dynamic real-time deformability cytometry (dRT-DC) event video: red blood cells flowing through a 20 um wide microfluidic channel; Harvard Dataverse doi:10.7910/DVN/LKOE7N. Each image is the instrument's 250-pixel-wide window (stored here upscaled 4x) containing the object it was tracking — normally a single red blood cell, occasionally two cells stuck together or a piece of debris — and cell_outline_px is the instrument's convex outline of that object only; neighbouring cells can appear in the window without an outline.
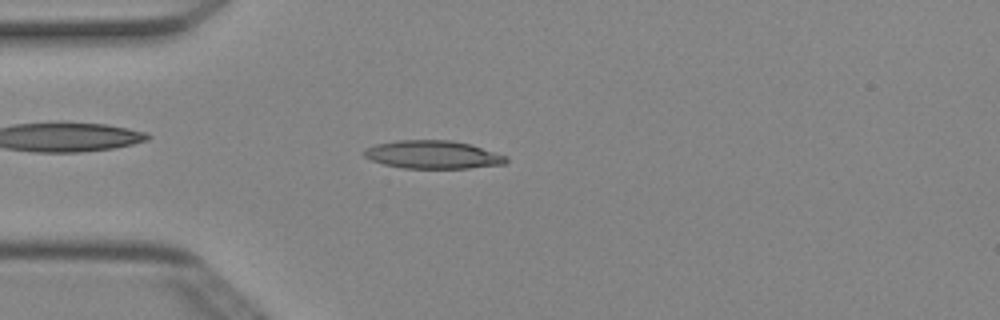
{"species": "Egyptian fruit bat (a non-hibernating species)", "species_latin": "Rousettus aegyptiacus", "temperature_condition": "cold", "stored_images_in_passage": 5, "camera_frame_rate_fps": 3000, "um_per_image_px": 0.085, "animal": {"sex": "female"}, "frame": {"image": 1, "passage_image": 4, "time_ms": 1.0, "image_size_px": [1000, 320], "cell_outline_px": [[508, 160], [504, 164], [468, 168], [404, 168], [384, 164], [372, 160], [364, 156], [360, 152], [376, 144], [396, 140], [452, 140], [472, 144], [508, 156]], "centroid_in_image_um": [36.82, 13.13], "position_along_channel_um": 48.2, "area_um2": 23.35}}